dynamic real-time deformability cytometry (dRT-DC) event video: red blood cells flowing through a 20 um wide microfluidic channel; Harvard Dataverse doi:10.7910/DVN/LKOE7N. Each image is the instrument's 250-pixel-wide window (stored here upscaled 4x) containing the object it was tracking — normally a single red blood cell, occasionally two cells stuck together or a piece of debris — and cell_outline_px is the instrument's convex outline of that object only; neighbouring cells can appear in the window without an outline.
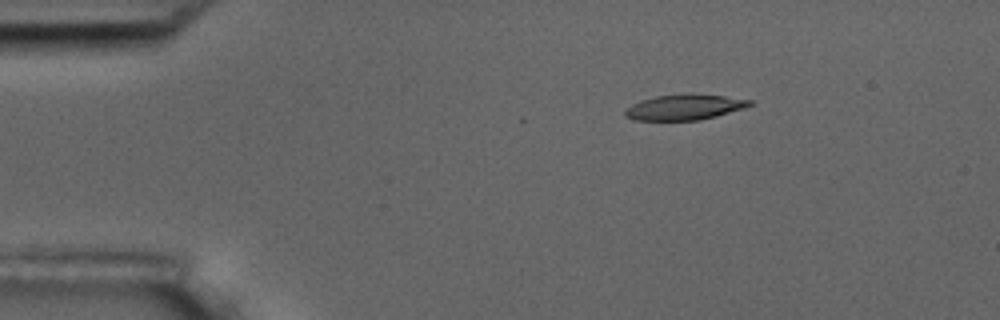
{"species": "common noctule bat (a hibernating species)", "species_latin": "Nyctalus noctula", "temperature_condition": "room temperature", "stored_images_in_passage": 49, "camera_frame_rate_fps": 3000, "um_per_image_px": 0.085, "animal": {"sex": "male", "body_mass_g": 17.5, "forearm_length_mm": 52.3}, "frame": {"image": 1, "passage_image": 2, "time_ms": 0.333, "image_size_px": [1000, 320], "cell_outline_px": [[752, 104], [744, 108], [716, 116], [700, 120], [636, 120], [624, 116], [624, 108], [640, 100], [656, 96], [688, 92], [692, 92], [724, 96], [752, 100]], "centroid_in_image_um": [58.15, 9.09], "position_along_channel_um": 26.8, "area_um2": 18.84}}
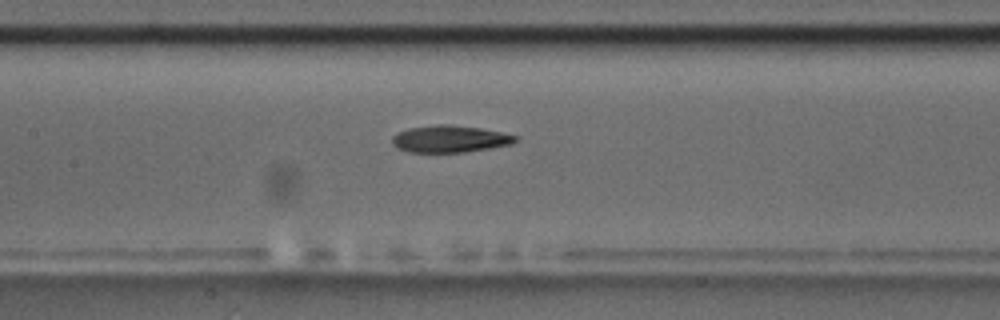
{"frame": {"image": 2, "passage_image": 19, "time_ms": 6.0, "image_size_px": [1000, 320], "cell_outline_px": [[520, 140], [512, 144], [464, 152], [412, 152], [396, 148], [392, 144], [392, 136], [396, 132], [408, 128], [436, 124], [448, 124], [480, 128], [520, 136]], "centroid_in_image_um": [38.24, 11.8], "position_along_channel_um": 169.2, "area_um2": 19.54}}
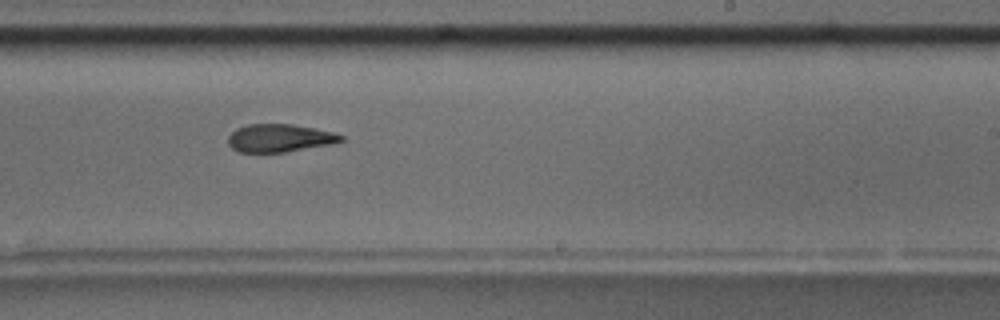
{"frame": {"image": 3, "passage_image": 27, "time_ms": 8.667, "image_size_px": [1000, 320], "cell_outline_px": [[344, 140], [332, 144], [284, 152], [240, 152], [232, 148], [228, 144], [228, 136], [236, 128], [248, 124], [292, 124], [316, 128], [332, 132], [344, 136]], "centroid_in_image_um": [23.76, 11.73], "position_along_channel_um": 265.2, "area_um2": 18.38}, "authors_computed_cell_mechanics": {"area_um2": 19.5942, "velocity_mm_per_s": 3.6215, "shape_relaxation_time_tau1_ms": 10.7027, "shape_relaxation_time_tau2_ms": 3.2507, "deformation_change_tau1": 0.2694, "deformation_change_tau2": 0.1113}}